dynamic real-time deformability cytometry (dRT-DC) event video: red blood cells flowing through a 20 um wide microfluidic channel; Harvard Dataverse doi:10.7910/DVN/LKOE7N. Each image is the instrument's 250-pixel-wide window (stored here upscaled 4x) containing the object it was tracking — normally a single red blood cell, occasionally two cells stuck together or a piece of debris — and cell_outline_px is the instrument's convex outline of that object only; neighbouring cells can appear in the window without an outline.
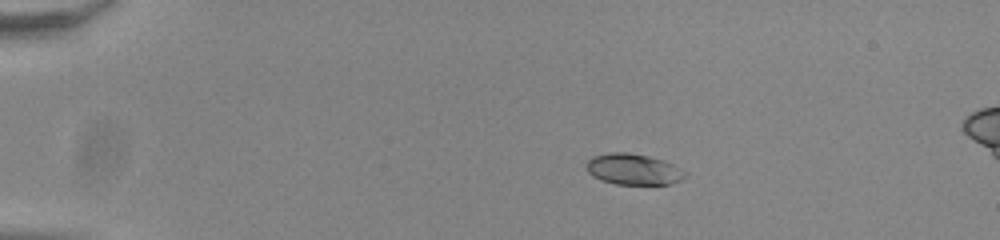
{"species": "common noctule bat (a hibernating species)", "species_latin": "Nyctalus noctula", "temperature_condition": "room temperature", "stored_images_in_passage": 45, "camera_frame_rate_fps": 3000, "um_per_image_px": 0.085, "animal": {"sex": "male", "body_mass_g": 20.0, "forearm_length_mm": 53.3}, "frame": {"image": 1, "passage_image": 1, "time_ms": 0.0, "image_size_px": [1000, 240], "cell_outline_px": [[688, 176], [672, 184], [616, 184], [600, 180], [592, 176], [588, 172], [588, 160], [592, 156], [608, 152], [628, 152], [648, 156], [672, 164], [688, 172]], "centroid_in_image_um": [53.85, 14.39], "position_along_channel_um": 31.2, "area_um2": 17.86}}
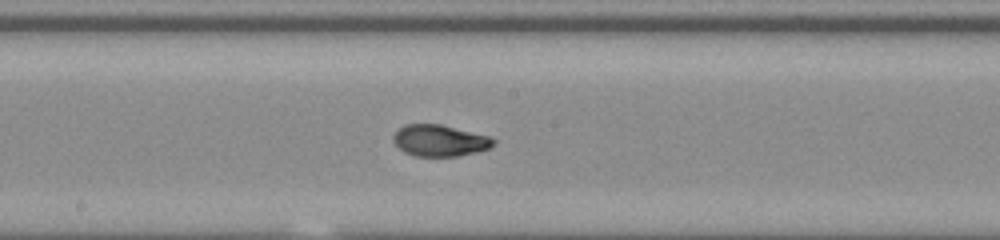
{"frame": {"image": 2, "passage_image": 21, "time_ms": 6.667, "image_size_px": [1000, 240], "cell_outline_px": [[496, 144], [488, 148], [476, 152], [456, 156], [416, 156], [404, 152], [392, 140], [392, 136], [404, 124], [440, 124], [488, 136], [496, 140]], "centroid_in_image_um": [37.36, 11.94], "position_along_channel_um": 210.8, "area_um2": 18.21}}
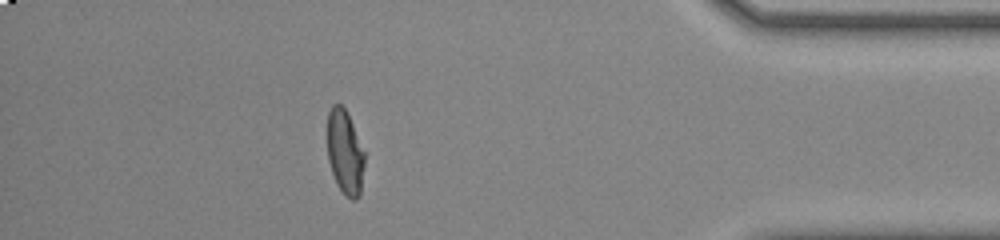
{"frame": {"image": 3, "passage_image": 39, "time_ms": 12.667, "image_size_px": [1000, 240], "cell_outline_px": [[364, 164], [360, 196], [356, 200], [352, 200], [336, 184], [328, 160], [328, 112], [332, 104], [340, 104], [344, 108], [352, 124], [364, 152]], "centroid_in_image_um": [29.32, 12.96], "position_along_channel_um": 405.9, "area_um2": 17.98}, "authors_computed_cell_mechanics": {"area_um2": 18.4382, "velocity_mm_per_s": 3.8502, "shape_relaxation_time_tau1_ms": 5.4465, "shape_relaxation_time_tau2_ms": 0.8631, "deformation_change_tau1": 0.1894, "deformation_change_tau2": 0.0564}}